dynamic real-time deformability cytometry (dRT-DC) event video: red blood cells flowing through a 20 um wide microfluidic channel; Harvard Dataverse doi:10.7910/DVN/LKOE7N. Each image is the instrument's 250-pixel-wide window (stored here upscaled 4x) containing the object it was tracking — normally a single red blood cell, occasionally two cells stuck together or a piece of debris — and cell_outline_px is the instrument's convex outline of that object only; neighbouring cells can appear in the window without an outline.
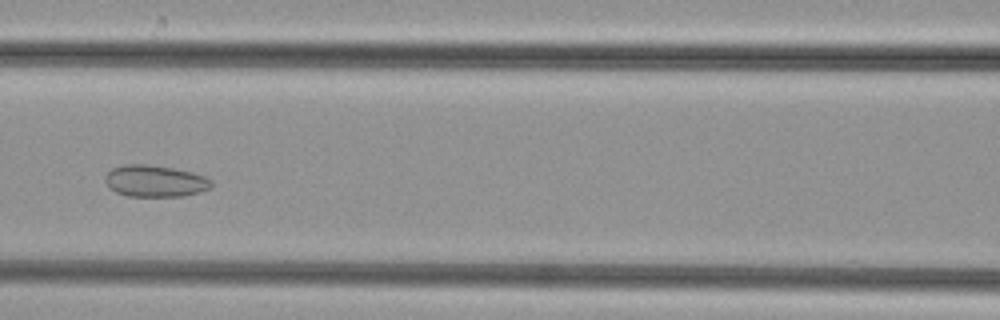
{"species": "common noctule bat (a hibernating species)", "species_latin": "Nyctalus noctula", "temperature_condition": "cold", "stored_images_in_passage": 38, "camera_frame_rate_fps": 3000, "um_per_image_px": 0.085, "animal": {"sex": "female", "body_mass_g": 29.2, "forearm_length_mm": 56.3}, "frame": {"image": 1, "passage_image": 10, "time_ms": 3.0, "image_size_px": [1000, 320], "cell_outline_px": [[212, 188], [200, 192], [184, 196], [128, 196], [116, 192], [108, 188], [104, 180], [104, 176], [112, 168], [124, 164], [148, 164], [172, 168], [192, 172], [204, 176], [212, 180]], "centroid_in_image_um": [13.17, 15.39], "position_along_channel_um": 153.4, "area_um2": 19.83}}
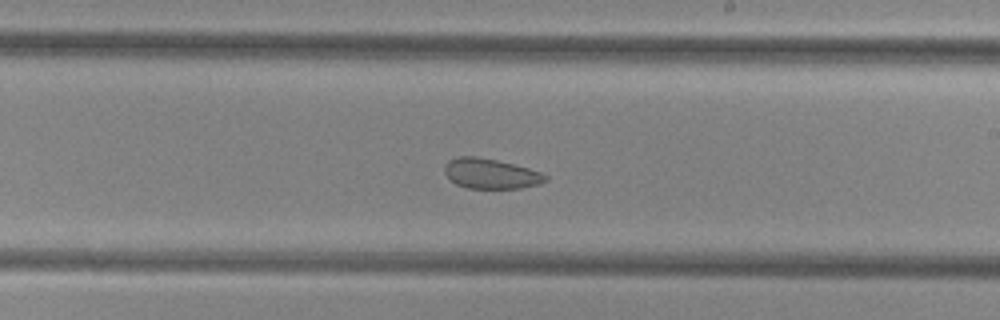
{"frame": {"image": 2, "passage_image": 17, "time_ms": 5.333, "image_size_px": [1000, 320], "cell_outline_px": [[548, 180], [540, 184], [520, 188], [468, 188], [456, 184], [444, 172], [444, 168], [448, 160], [460, 156], [476, 156], [496, 160], [528, 168], [540, 172], [548, 176]], "centroid_in_image_um": [41.72, 14.76], "position_along_channel_um": 247.3, "area_um2": 17.57}}
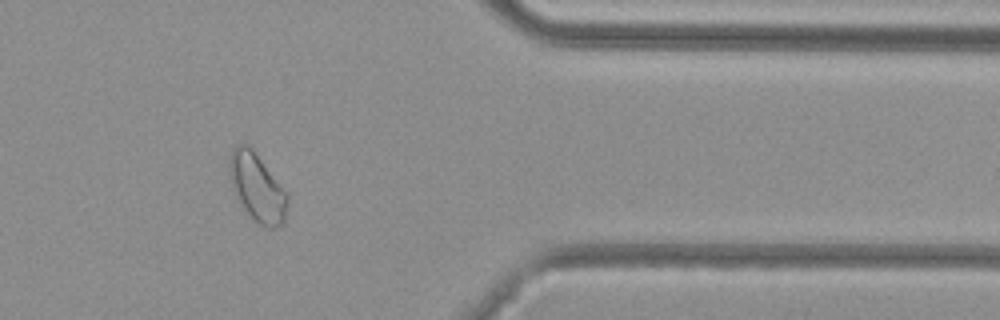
{"frame": {"image": 3, "passage_image": 29, "time_ms": 9.333, "image_size_px": [1000, 320], "cell_outline_px": [[288, 204], [284, 224], [276, 228], [268, 228], [252, 220], [236, 200], [232, 188], [228, 172], [228, 156], [232, 148], [236, 144], [248, 144], [252, 148], [288, 192]], "centroid_in_image_um": [21.84, 15.94], "position_along_channel_um": 389.6, "area_um2": 23.87}}